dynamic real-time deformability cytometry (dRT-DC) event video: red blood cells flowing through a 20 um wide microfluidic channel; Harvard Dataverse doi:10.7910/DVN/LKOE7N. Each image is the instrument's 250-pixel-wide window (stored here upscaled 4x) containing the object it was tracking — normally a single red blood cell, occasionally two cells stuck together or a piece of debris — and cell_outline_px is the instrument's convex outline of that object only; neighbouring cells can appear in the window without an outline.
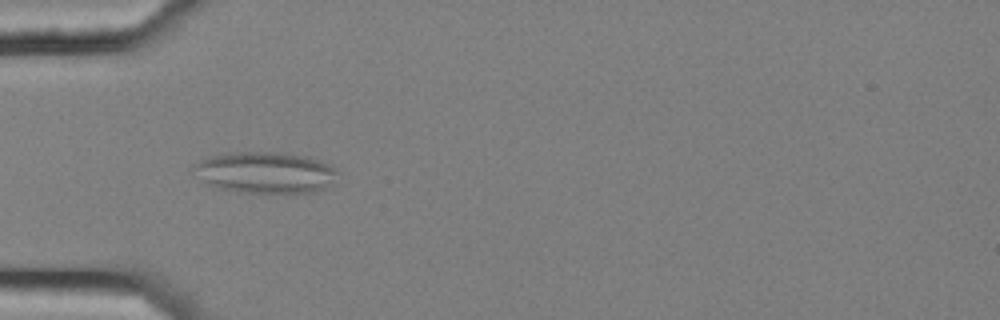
{"species": "common noctule bat (a hibernating species)", "species_latin": "Nyctalus noctula", "temperature_condition": "cold", "stored_images_in_passage": 7, "camera_frame_rate_fps": 3000, "um_per_image_px": 0.085, "animal": {"sex": "female", "body_mass_g": 25.1}, "frame": {"image": 1, "passage_image": 6, "time_ms": 1.667, "image_size_px": [1000, 320], "cell_outline_px": [[340, 172], [336, 184], [316, 192], [236, 192], [216, 188], [204, 184], [192, 168], [192, 164], [200, 160], [216, 156], [240, 152], [272, 152], [308, 156]], "centroid_in_image_um": [22.56, 14.69], "position_along_channel_um": 62.4, "area_um2": 34.68}}